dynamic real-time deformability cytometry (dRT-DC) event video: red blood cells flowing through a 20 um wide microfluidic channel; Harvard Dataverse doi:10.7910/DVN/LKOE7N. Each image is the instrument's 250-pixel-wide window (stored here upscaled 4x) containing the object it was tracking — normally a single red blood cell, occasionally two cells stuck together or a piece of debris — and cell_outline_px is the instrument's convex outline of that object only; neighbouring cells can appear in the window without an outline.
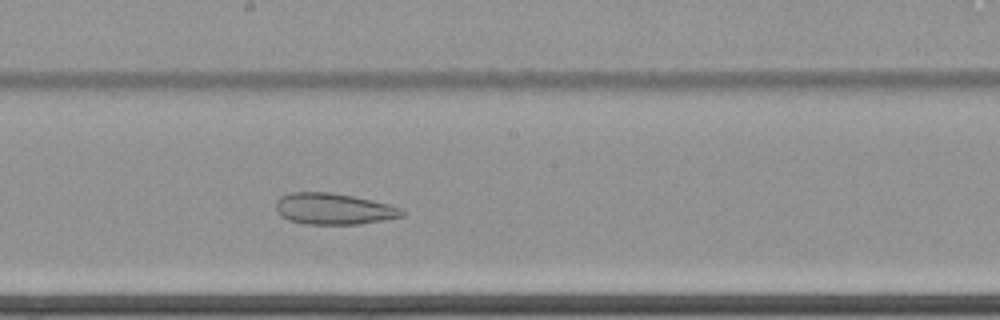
{"species": "common noctule bat (a hibernating species)", "species_latin": "Nyctalus noctula", "temperature_condition": "cold", "stored_images_in_passage": 63, "camera_frame_rate_fps": 3000, "um_per_image_px": 0.085, "animal": {"sex": "female", "body_mass_g": 22.7, "forearm_length_mm": 54.2}, "frame": {"image": 1, "passage_image": 37, "time_ms": 12.0, "image_size_px": [1000, 320], "cell_outline_px": [[404, 216], [384, 220], [360, 224], [304, 224], [288, 220], [280, 216], [276, 212], [276, 200], [280, 196], [288, 192], [328, 192], [352, 196], [372, 200], [404, 208]], "centroid_in_image_um": [28.34, 17.75], "position_along_channel_um": 219.9, "area_um2": 23.24}}
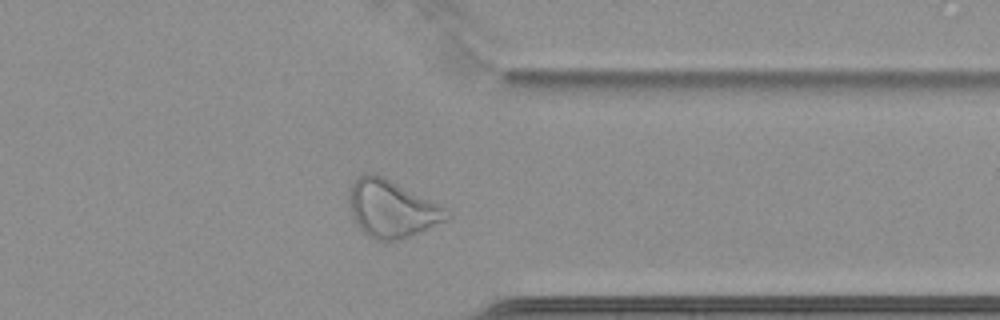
{"frame": {"image": 2, "passage_image": 51, "time_ms": 16.667, "image_size_px": [1000, 320], "cell_outline_px": [[452, 216], [448, 220], [412, 236], [400, 240], [376, 240], [368, 236], [352, 220], [348, 204], [348, 188], [364, 172], [372, 172], [384, 176], [444, 208]], "centroid_in_image_um": [33.24, 17.75], "position_along_channel_um": 378.2, "area_um2": 32.77}}
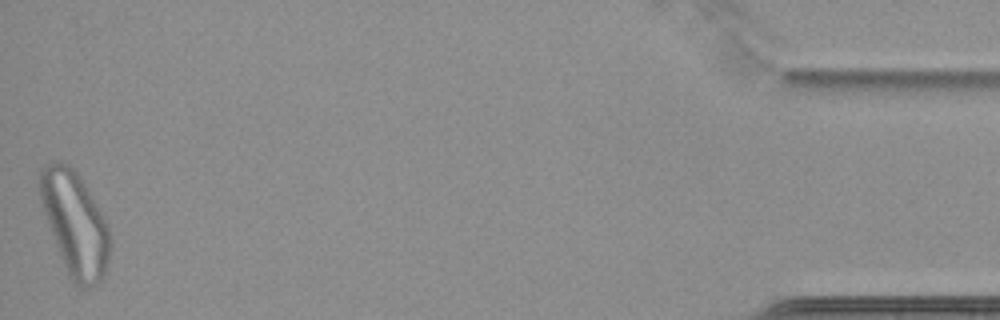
{"frame": {"image": 3, "passage_image": 63, "time_ms": 20.667, "image_size_px": [1000, 320], "cell_outline_px": [[108, 260], [104, 276], [96, 284], [88, 288], [84, 288], [72, 280], [68, 276], [60, 256], [44, 212], [40, 200], [40, 172], [44, 164], [56, 160], [60, 160], [68, 164], [76, 172], [84, 184], [100, 212], [108, 228]], "centroid_in_image_um": [6.33, 19.0], "position_along_channel_um": 428.9, "area_um2": 41.33}}